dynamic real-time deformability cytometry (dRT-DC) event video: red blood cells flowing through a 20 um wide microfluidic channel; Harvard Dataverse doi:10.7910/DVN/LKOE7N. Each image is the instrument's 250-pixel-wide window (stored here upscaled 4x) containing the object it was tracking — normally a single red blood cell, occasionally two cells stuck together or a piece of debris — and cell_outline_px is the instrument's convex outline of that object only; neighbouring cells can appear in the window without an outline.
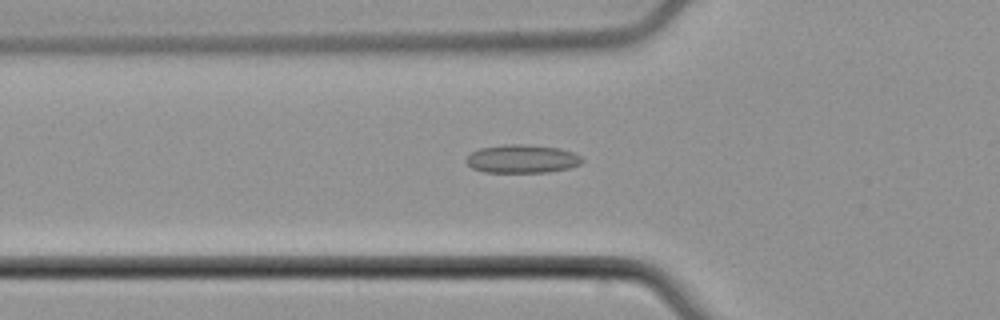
{"species": "common noctule bat (a hibernating species)", "species_latin": "Nyctalus noctula", "temperature_condition": "cold", "stored_images_in_passage": 49, "camera_frame_rate_fps": 3000, "um_per_image_px": 0.085, "animal": {"sex": "male", "body_mass_g": 21.5, "forearm_length_mm": 52.0}, "frame": {"image": 1, "passage_image": 17, "time_ms": 5.333, "image_size_px": [1000, 320], "cell_outline_px": [[584, 160], [580, 164], [568, 168], [548, 172], [484, 172], [472, 168], [464, 160], [472, 152], [480, 148], [504, 144], [524, 144], [560, 148], [572, 152], [580, 156]], "centroid_in_image_um": [44.37, 13.5], "position_along_channel_um": 81.4, "area_um2": 19.13}}
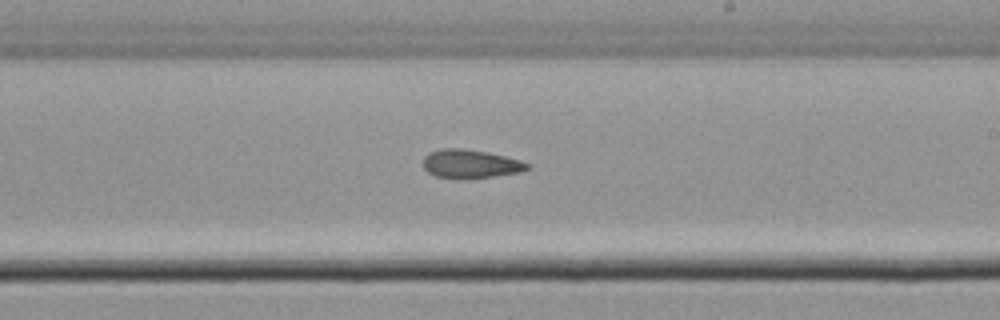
{"frame": {"image": 2, "passage_image": 29, "time_ms": 9.333, "image_size_px": [1000, 320], "cell_outline_px": [[532, 164], [528, 168], [520, 172], [468, 180], [460, 180], [436, 176], [428, 172], [424, 168], [424, 156], [428, 152], [444, 148], [460, 148], [488, 152], [520, 160]], "centroid_in_image_um": [39.98, 13.95], "position_along_channel_um": 249.0, "area_um2": 17.63}}
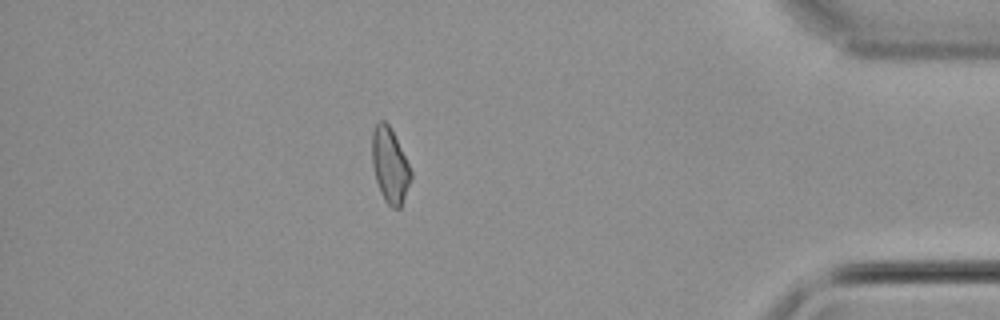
{"frame": {"image": 3, "passage_image": 43, "time_ms": 14.0, "image_size_px": [1000, 320], "cell_outline_px": [[412, 180], [400, 208], [392, 208], [384, 200], [380, 192], [376, 180], [372, 164], [372, 132], [376, 124], [380, 120], [384, 120], [388, 124], [412, 172]], "centroid_in_image_um": [33.13, 14.1], "position_along_channel_um": 402.1, "area_um2": 16.76}}